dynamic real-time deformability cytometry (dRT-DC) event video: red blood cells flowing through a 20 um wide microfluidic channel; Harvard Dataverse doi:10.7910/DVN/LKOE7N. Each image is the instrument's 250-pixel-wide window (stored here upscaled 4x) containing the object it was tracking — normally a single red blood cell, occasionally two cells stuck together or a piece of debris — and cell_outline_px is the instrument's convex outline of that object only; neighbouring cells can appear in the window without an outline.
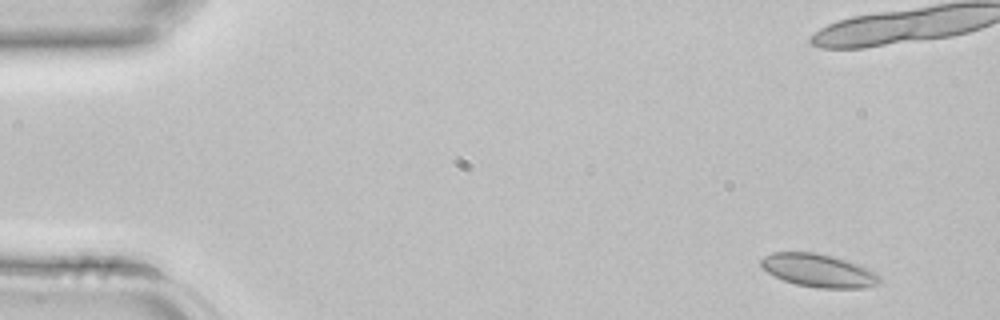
{"species": "common noctule bat (a hibernating species)", "species_latin": "Nyctalus noctula", "temperature_condition": "room temperature", "stored_images_in_passage": 5, "camera_frame_rate_fps": 3000, "um_per_image_px": 0.085, "animal": {"sex": "female", "body_mass_g": 22.7, "forearm_length_mm": 54.2}, "frame": {"image": 1, "passage_image": 1, "time_ms": 0.0, "image_size_px": [1000, 320], "cell_outline_px": [[880, 280], [876, 284], [864, 288], [816, 288], [796, 284], [784, 280], [768, 272], [760, 264], [760, 260], [764, 256], [772, 252], [816, 252], [848, 260], [868, 268], [876, 272], [880, 276]], "centroid_in_image_um": [69.59, 22.98], "position_along_channel_um": 15.4, "area_um2": 22.89}}